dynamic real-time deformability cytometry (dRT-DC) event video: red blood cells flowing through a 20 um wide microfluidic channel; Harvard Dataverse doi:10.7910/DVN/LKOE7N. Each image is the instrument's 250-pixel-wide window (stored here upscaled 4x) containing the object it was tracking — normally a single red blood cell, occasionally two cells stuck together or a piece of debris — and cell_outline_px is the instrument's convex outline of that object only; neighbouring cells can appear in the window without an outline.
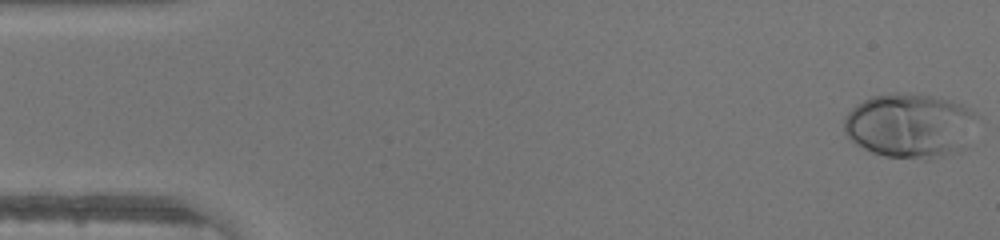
{"species": "human", "species_latin": "Homo sapiens", "temperature_condition": "warm", "stored_images_in_passage": 46, "camera_frame_rate_fps": 3000, "um_per_image_px": 0.085, "donor": {"sex": "male"}, "frame": {"image": 1, "passage_image": 1, "time_ms": 0.0, "image_size_px": [1000, 240], "cell_outline_px": [[976, 116], [960, 148], [956, 152], [944, 156], [928, 160], [924, 160], [884, 156], [872, 152], [856, 144], [844, 132], [844, 116], [856, 104], [872, 96], [896, 92], [932, 96], [952, 100], [964, 104], [976, 112]], "centroid_in_image_um": [77.28, 10.66], "position_along_channel_um": 7.7, "area_um2": 49.71}}
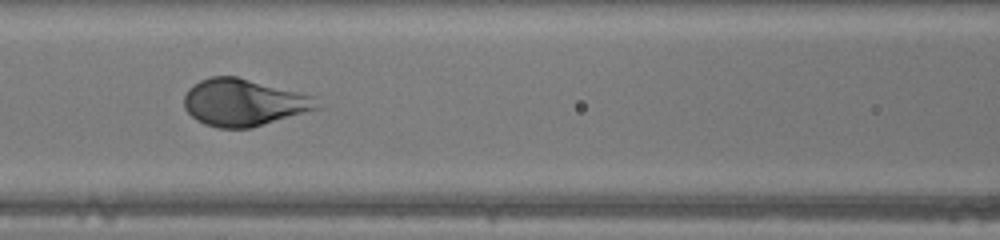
{"frame": {"image": 2, "passage_image": 20, "time_ms": 6.333, "image_size_px": [1000, 240], "cell_outline_px": [[320, 108], [252, 128], [216, 128], [204, 124], [196, 120], [184, 108], [184, 96], [188, 88], [192, 84], [200, 80], [212, 76], [236, 76], [300, 92], [312, 96]], "centroid_in_image_um": [20.66, 8.71], "position_along_channel_um": 145.9, "area_um2": 36.41}}
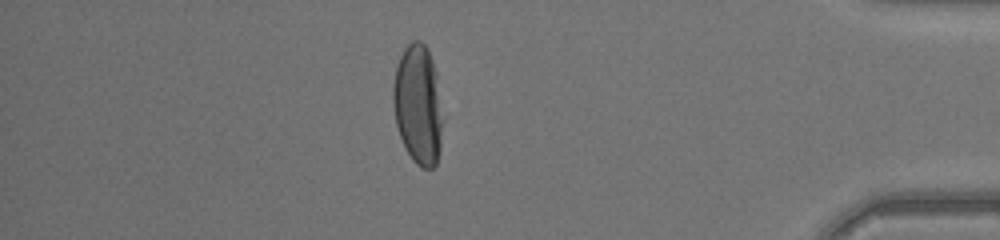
{"frame": {"image": 3, "passage_image": 40, "time_ms": 13.0, "image_size_px": [1000, 240], "cell_outline_px": [[444, 120], [440, 152], [436, 164], [432, 168], [420, 168], [412, 160], [400, 136], [396, 124], [392, 104], [392, 84], [396, 64], [404, 48], [412, 40], [420, 40], [428, 48], [436, 72]], "centroid_in_image_um": [35.54, 8.89], "position_along_channel_um": 399.7, "area_um2": 35.43}}